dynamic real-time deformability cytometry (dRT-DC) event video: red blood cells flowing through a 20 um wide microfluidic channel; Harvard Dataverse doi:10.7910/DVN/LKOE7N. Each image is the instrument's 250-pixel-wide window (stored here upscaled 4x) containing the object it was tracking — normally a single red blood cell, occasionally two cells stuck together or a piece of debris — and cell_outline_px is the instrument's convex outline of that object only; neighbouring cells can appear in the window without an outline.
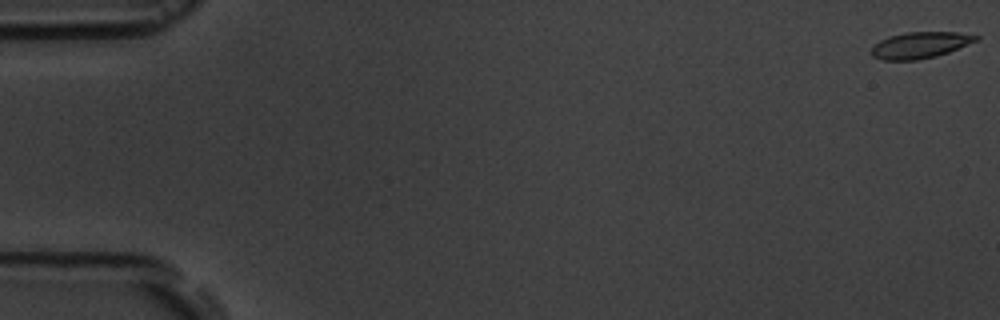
{"species": "common noctule bat (a hibernating species)", "species_latin": "Nyctalus noctula", "temperature_condition": "room temperature", "stored_images_in_passage": 7, "camera_frame_rate_fps": 3000, "um_per_image_px": 0.085, "animal": {"sex": "male", "body_mass_g": 19.5, "forearm_length_mm": 54.6}, "frame": {"image": 1, "passage_image": 1, "time_ms": 0.0, "image_size_px": [1000, 320], "cell_outline_px": [[980, 40], [948, 52], [936, 56], [916, 60], [884, 60], [872, 56], [872, 48], [880, 40], [888, 36], [908, 32], [956, 32], [980, 36]], "centroid_in_image_um": [78.24, 3.83], "position_along_channel_um": 6.8, "area_um2": 15.95}}
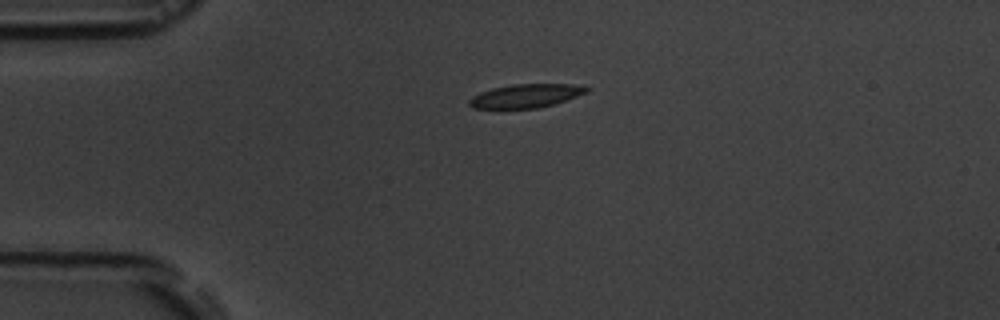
{"frame": {"image": 2, "passage_image": 5, "time_ms": 4.333, "image_size_px": [1000, 320], "cell_outline_px": [[592, 88], [588, 92], [552, 104], [536, 108], [500, 112], [472, 108], [468, 104], [468, 100], [472, 96], [480, 92], [492, 88], [512, 84], [572, 84]], "centroid_in_image_um": [44.56, 8.2], "position_along_channel_um": 40.4, "area_um2": 16.94}}
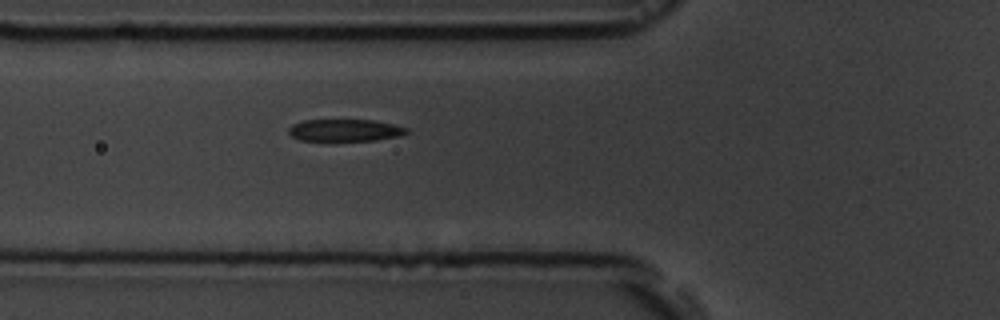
{"frame": {"image": 3, "passage_image": 7, "time_ms": 6.667, "image_size_px": [1000, 320], "cell_outline_px": [[408, 132], [400, 136], [376, 140], [300, 140], [292, 136], [288, 132], [288, 128], [292, 124], [304, 120], [376, 120], [408, 128]], "centroid_in_image_um": [29.33, 11.06], "position_along_channel_um": 96.5, "area_um2": 15.09}}